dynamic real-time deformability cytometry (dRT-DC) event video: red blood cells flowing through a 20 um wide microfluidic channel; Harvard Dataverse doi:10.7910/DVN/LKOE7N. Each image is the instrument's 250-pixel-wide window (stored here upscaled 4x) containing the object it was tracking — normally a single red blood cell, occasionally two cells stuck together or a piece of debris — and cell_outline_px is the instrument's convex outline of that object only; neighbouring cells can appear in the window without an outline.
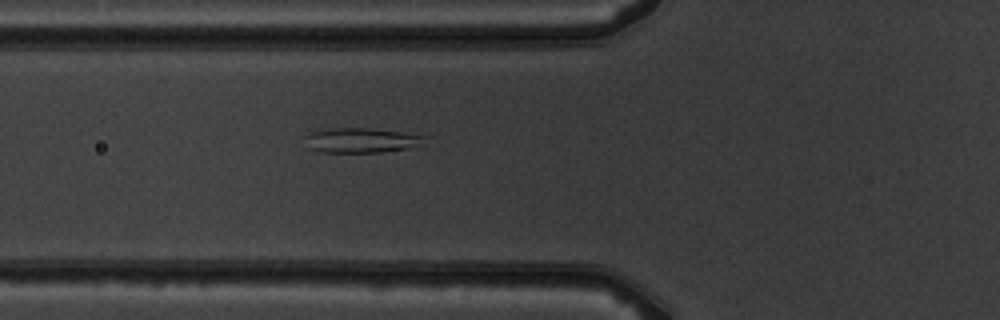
{"species": "common noctule bat (a hibernating species)", "species_latin": "Nyctalus noctula", "temperature_condition": "warm", "stored_images_in_passage": 4, "camera_frame_rate_fps": 3000, "um_per_image_px": 0.085, "animal": {"sex": "male", "body_mass_g": 19.5, "forearm_length_mm": 54.6}, "frame": {"image": 1, "passage_image": 4, "time_ms": 3.333, "image_size_px": [1000, 320], "cell_outline_px": [[428, 136], [408, 148], [380, 152], [320, 152], [308, 148], [304, 136], [308, 132], [332, 128], [372, 128]], "centroid_in_image_um": [30.58, 11.92], "position_along_channel_um": 95.2, "area_um2": 17.05}}